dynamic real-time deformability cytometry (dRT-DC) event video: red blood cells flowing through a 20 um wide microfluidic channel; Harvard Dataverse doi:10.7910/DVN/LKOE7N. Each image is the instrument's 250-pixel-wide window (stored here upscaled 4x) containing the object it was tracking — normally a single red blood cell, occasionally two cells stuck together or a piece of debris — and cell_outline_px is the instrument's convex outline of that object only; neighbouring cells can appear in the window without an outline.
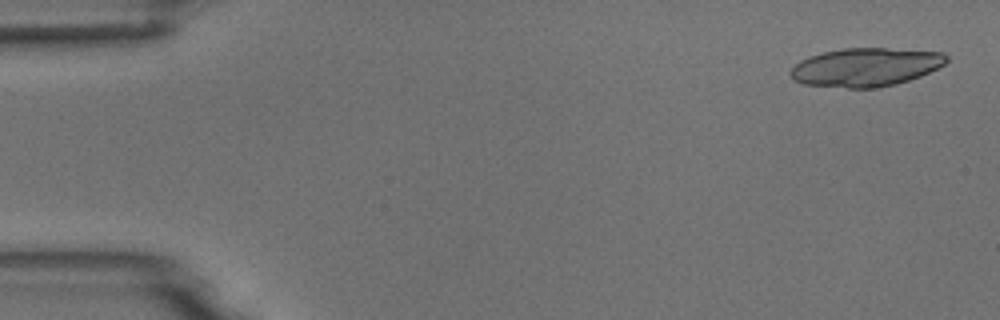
{"species": "common noctule bat (a hibernating species)", "species_latin": "Nyctalus noctula", "temperature_condition": "room temperature", "stored_images_in_passage": 6, "camera_frame_rate_fps": 3000, "um_per_image_px": 0.085, "animal": {"sex": "male", "body_mass_g": 18.8}, "frame": {"image": 1, "passage_image": 1, "time_ms": 0.0, "image_size_px": [1000, 320], "cell_outline_px": [[948, 60], [944, 64], [920, 76], [896, 84], [880, 88], [848, 88], [804, 84], [792, 80], [788, 72], [800, 60], [808, 56], [824, 52], [844, 48], [884, 48], [944, 52], [948, 56]], "centroid_in_image_um": [73.56, 5.71], "position_along_channel_um": 11.4, "area_um2": 35.08}}